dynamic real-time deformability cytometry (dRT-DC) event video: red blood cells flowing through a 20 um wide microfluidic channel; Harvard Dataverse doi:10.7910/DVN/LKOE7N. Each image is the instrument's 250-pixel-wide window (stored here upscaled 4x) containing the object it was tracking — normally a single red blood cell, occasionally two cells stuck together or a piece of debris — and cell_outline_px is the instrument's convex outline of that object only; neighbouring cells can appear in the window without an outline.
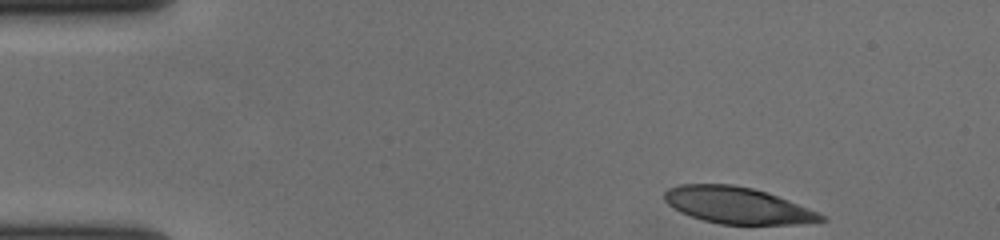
{"species": "human", "species_latin": "Homo sapiens", "temperature_condition": "cold", "stored_images_in_passage": 42, "camera_frame_rate_fps": 3000, "um_per_image_px": 0.085, "donor": {"sex": "female"}, "frame": {"image": 1, "passage_image": 1, "time_ms": 0.0, "image_size_px": [1000, 240], "cell_outline_px": [[828, 220], [800, 224], [720, 224], [704, 220], [680, 212], [668, 204], [664, 200], [664, 192], [668, 188], [680, 184], [732, 184], [752, 188], [768, 192], [828, 216]], "centroid_in_image_um": [62.7, 17.45], "position_along_channel_um": 22.3, "area_um2": 33.35}}
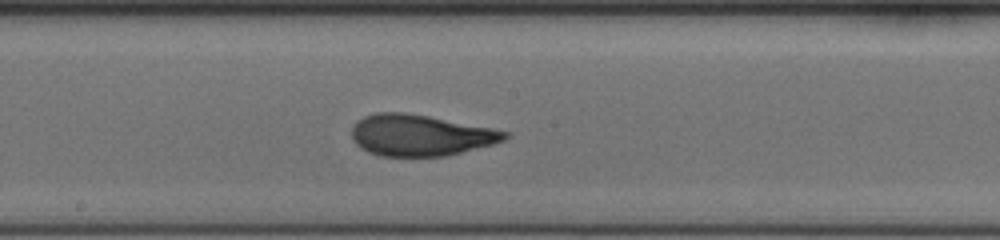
{"frame": {"image": 2, "passage_image": 24, "time_ms": 7.667, "image_size_px": [1000, 240], "cell_outline_px": [[512, 136], [504, 140], [492, 144], [448, 156], [380, 156], [368, 152], [360, 148], [352, 140], [352, 124], [356, 120], [364, 116], [376, 112], [404, 112], [428, 116], [492, 128], [512, 132]], "centroid_in_image_um": [35.72, 11.49], "position_along_channel_um": 212.5, "area_um2": 37.11}}
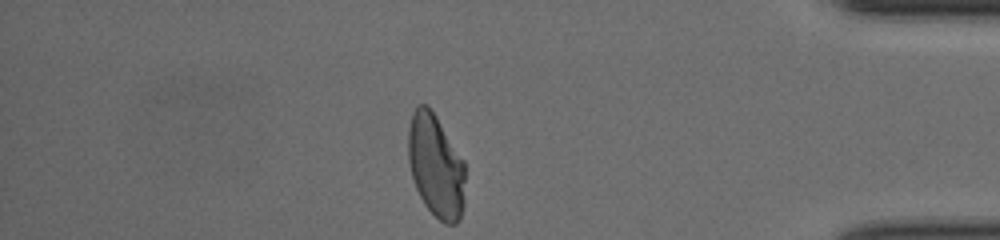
{"frame": {"image": 3, "passage_image": 42, "time_ms": 13.667, "image_size_px": [1000, 240], "cell_outline_px": [[464, 204], [460, 220], [456, 224], [444, 224], [424, 204], [416, 188], [412, 176], [408, 160], [408, 128], [412, 112], [416, 104], [428, 104], [464, 160]], "centroid_in_image_um": [37.04, 14.09], "position_along_channel_um": 398.2, "area_um2": 34.39}, "authors_computed_cell_mechanics": {"area_um2": 36.2117, "velocity_mm_per_s": 3.6685, "shape_relaxation_time_tau1_ms": 6.1417, "shape_relaxation_time_tau2_ms": 1.0255, "deformation_change_tau1": 0.247, "deformation_change_tau2": 0.0869}}